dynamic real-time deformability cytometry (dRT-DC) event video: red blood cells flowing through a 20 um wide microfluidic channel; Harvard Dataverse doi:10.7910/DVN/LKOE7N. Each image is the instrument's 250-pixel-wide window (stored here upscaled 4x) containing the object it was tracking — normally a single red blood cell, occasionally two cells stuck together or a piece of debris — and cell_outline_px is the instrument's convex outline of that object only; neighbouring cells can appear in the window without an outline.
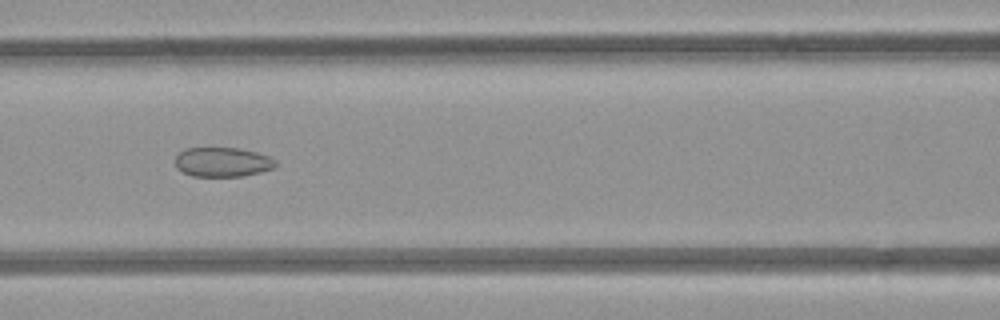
{"species": "common noctule bat (a hibernating species)", "species_latin": "Nyctalus noctula", "temperature_condition": "room temperature", "stored_images_in_passage": 5, "camera_frame_rate_fps": 3000, "um_per_image_px": 0.085, "animal": {"sex": "female", "body_mass_g": 21.9}, "frame": {"image": 1, "passage_image": 4, "time_ms": 3.333, "image_size_px": [1000, 320], "cell_outline_px": [[276, 164], [272, 168], [260, 172], [244, 176], [192, 176], [176, 168], [176, 156], [184, 148], [236, 148], [256, 152], [268, 156], [276, 160]], "centroid_in_image_um": [18.9, 13.77], "position_along_channel_um": 147.7, "area_um2": 17.11}}